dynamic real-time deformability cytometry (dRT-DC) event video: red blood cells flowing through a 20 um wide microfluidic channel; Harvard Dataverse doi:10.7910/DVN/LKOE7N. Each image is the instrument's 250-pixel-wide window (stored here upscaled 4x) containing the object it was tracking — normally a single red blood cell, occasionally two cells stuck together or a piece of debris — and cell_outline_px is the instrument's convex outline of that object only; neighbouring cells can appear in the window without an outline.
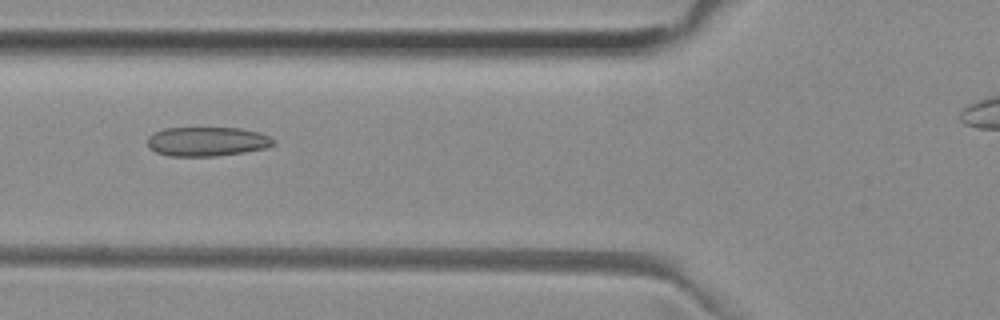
{"species": "common noctule bat (a hibernating species)", "species_latin": "Nyctalus noctula", "temperature_condition": "room temperature", "stored_images_in_passage": 7, "segment_of_instrument_passage": [1, 2], "camera_frame_rate_fps": 3000, "um_per_image_px": 0.085, "animal": {"sex": "female", "body_mass_g": 29.2, "forearm_length_mm": 56.3}, "frame": {"image": 1, "passage_image": 6, "time_ms": 1.667, "image_size_px": [1000, 320], "cell_outline_px": [[276, 144], [268, 148], [244, 152], [216, 156], [168, 156], [156, 152], [148, 148], [148, 136], [164, 128], [240, 128], [256, 132], [268, 136], [276, 140]], "centroid_in_image_um": [17.61, 12.04], "position_along_channel_um": 108.2, "area_um2": 21.56}}